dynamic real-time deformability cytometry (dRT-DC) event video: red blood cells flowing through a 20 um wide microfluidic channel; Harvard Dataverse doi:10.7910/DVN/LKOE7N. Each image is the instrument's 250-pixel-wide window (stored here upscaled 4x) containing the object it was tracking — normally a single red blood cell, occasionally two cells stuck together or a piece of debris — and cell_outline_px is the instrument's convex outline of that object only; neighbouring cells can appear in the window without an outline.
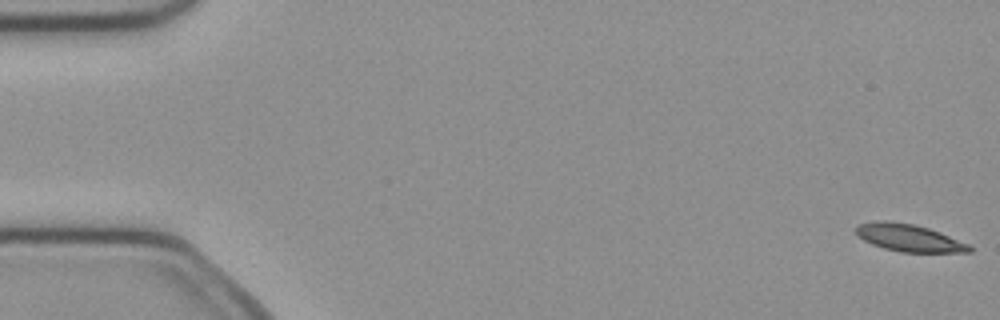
{"species": "common noctule bat (a hibernating species)", "species_latin": "Nyctalus noctula", "temperature_condition": "cold", "stored_images_in_passage": 52, "camera_frame_rate_fps": 3000, "um_per_image_px": 0.085, "animal": {"sex": "female", "body_mass_g": 21.9}, "frame": {"image": 1, "passage_image": 1, "time_ms": 0.0, "image_size_px": [1000, 320], "cell_outline_px": [[972, 252], [900, 252], [884, 248], [872, 244], [864, 240], [856, 232], [856, 228], [860, 224], [884, 220], [912, 224], [928, 228], [968, 244], [972, 248]], "centroid_in_image_um": [77.27, 20.23], "position_along_channel_um": 7.7, "area_um2": 17.57}}
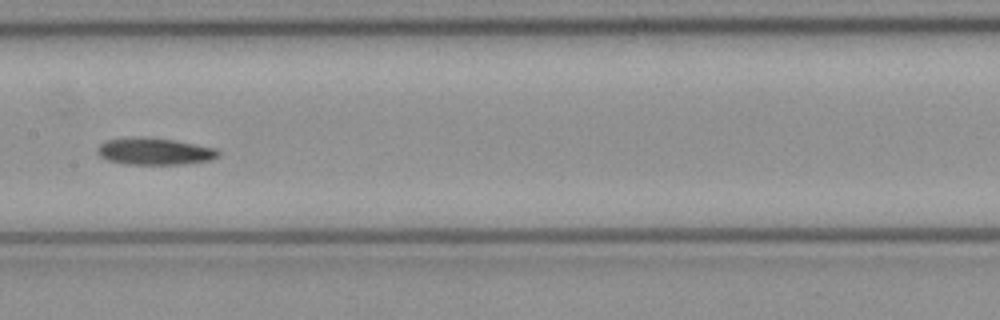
{"frame": {"image": 2, "passage_image": 26, "time_ms": 8.333, "image_size_px": [1000, 320], "cell_outline_px": [[220, 156], [212, 160], [184, 164], [124, 164], [108, 160], [100, 156], [96, 152], [96, 148], [100, 144], [108, 140], [128, 136], [148, 136], [172, 140], [216, 148], [220, 152]], "centroid_in_image_um": [13.12, 12.85], "position_along_channel_um": 194.3, "area_um2": 19.25}}
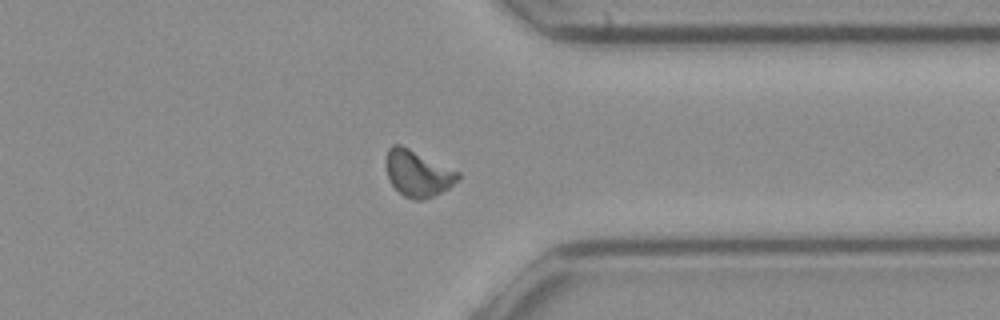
{"frame": {"image": 3, "passage_image": 40, "time_ms": 13.0, "image_size_px": [1000, 320], "cell_outline_px": [[460, 176], [448, 188], [432, 196], [420, 200], [416, 200], [404, 196], [388, 180], [388, 148], [392, 144], [400, 144], [460, 172]], "centroid_in_image_um": [35.52, 14.73], "position_along_channel_um": 375.9, "area_um2": 18.79}}